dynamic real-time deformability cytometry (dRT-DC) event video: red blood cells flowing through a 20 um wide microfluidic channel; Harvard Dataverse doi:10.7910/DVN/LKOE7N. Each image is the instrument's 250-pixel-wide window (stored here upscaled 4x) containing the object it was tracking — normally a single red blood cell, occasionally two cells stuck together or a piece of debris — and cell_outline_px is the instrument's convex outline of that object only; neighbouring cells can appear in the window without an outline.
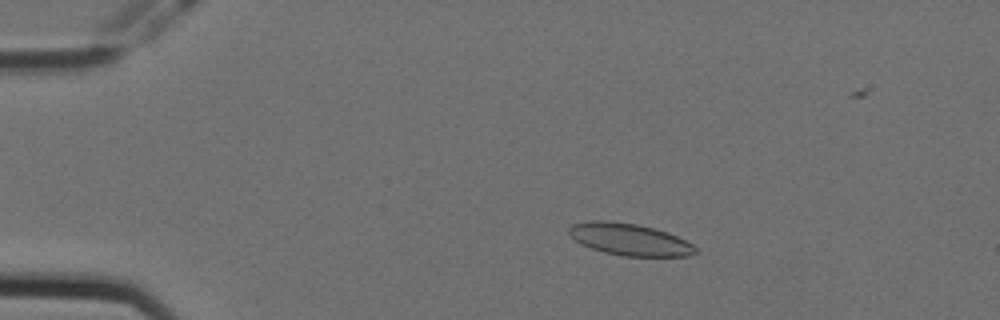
{"species": "Egyptian fruit bat (a non-hibernating species)", "species_latin": "Rousettus aegyptiacus", "temperature_condition": "cold", "stored_images_in_passage": 8, "camera_frame_rate_fps": 3000, "um_per_image_px": 0.085, "animal": {"sex": "female"}, "frame": {"image": 1, "passage_image": 4, "time_ms": 1.0, "image_size_px": [1000, 320], "cell_outline_px": [[696, 252], [688, 256], [624, 256], [604, 252], [580, 244], [568, 232], [568, 228], [572, 224], [588, 220], [608, 220], [636, 224], [668, 232], [692, 244], [696, 248]], "centroid_in_image_um": [53.47, 20.34], "position_along_channel_um": 31.5, "area_um2": 23.41}}
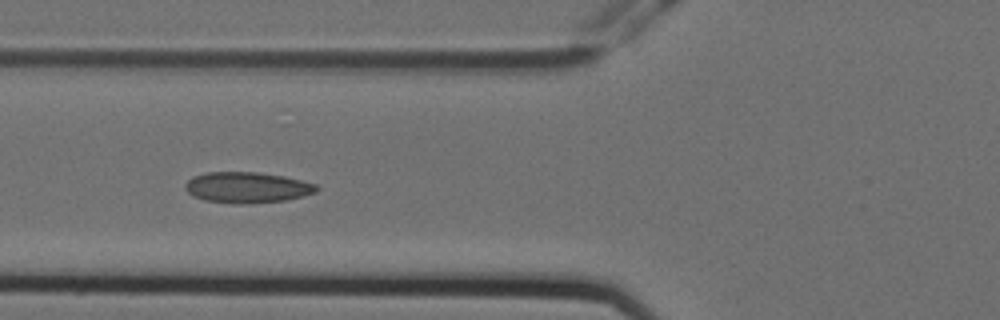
{"frame": {"image": 2, "passage_image": 7, "time_ms": 2.0, "image_size_px": [1000, 320], "cell_outline_px": [[320, 188], [316, 192], [304, 196], [288, 200], [248, 204], [236, 204], [204, 200], [192, 196], [184, 188], [184, 184], [192, 176], [208, 172], [256, 172], [284, 176], [316, 184]], "centroid_in_image_um": [21.0, 15.94], "position_along_channel_um": 104.8, "area_um2": 23.87}}
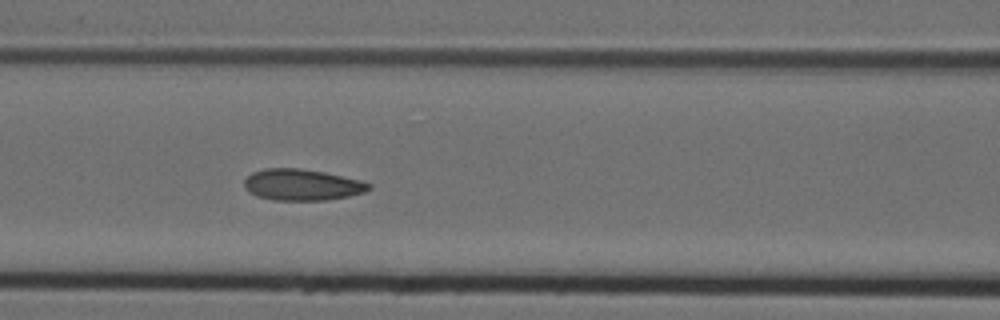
{"frame": {"image": 3, "passage_image": 8, "time_ms": 2.333, "image_size_px": [1000, 320], "cell_outline_px": [[372, 188], [364, 192], [348, 196], [324, 200], [272, 200], [256, 196], [244, 188], [244, 180], [252, 172], [264, 168], [300, 168], [324, 172], [360, 180], [372, 184]], "centroid_in_image_um": [25.65, 15.7], "position_along_channel_um": 140.9, "area_um2": 22.77}}